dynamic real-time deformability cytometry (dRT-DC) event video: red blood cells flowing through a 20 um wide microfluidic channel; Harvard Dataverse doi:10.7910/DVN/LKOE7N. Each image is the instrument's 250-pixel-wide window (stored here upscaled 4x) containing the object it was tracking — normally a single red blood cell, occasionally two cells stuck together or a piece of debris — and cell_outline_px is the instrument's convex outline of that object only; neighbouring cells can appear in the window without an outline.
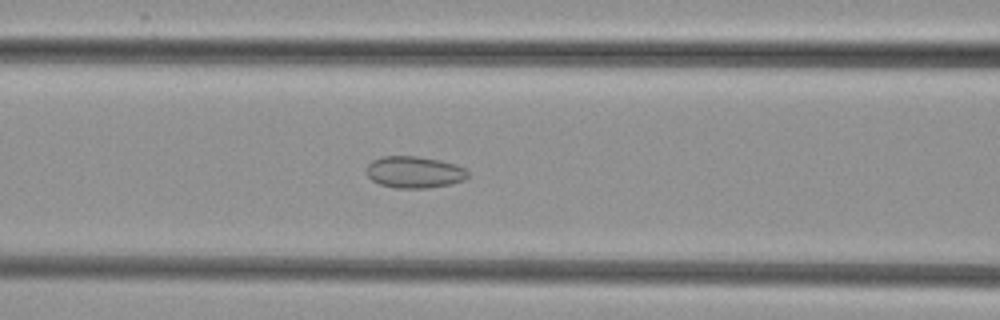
{"species": "common noctule bat (a hibernating species)", "species_latin": "Nyctalus noctula", "temperature_condition": "cold", "stored_images_in_passage": 52, "camera_frame_rate_fps": 3000, "um_per_image_px": 0.085, "animal": {"sex": "female", "body_mass_g": 29.2, "forearm_length_mm": 56.3}, "frame": {"image": 1, "passage_image": 22, "time_ms": 7.0, "image_size_px": [1000, 320], "cell_outline_px": [[468, 176], [464, 180], [452, 184], [428, 188], [396, 188], [380, 184], [372, 180], [368, 176], [368, 164], [372, 160], [384, 156], [416, 156], [440, 160], [456, 164], [464, 168], [468, 172]], "centroid_in_image_um": [35.25, 14.63], "position_along_channel_um": 131.4, "area_um2": 18.73}}
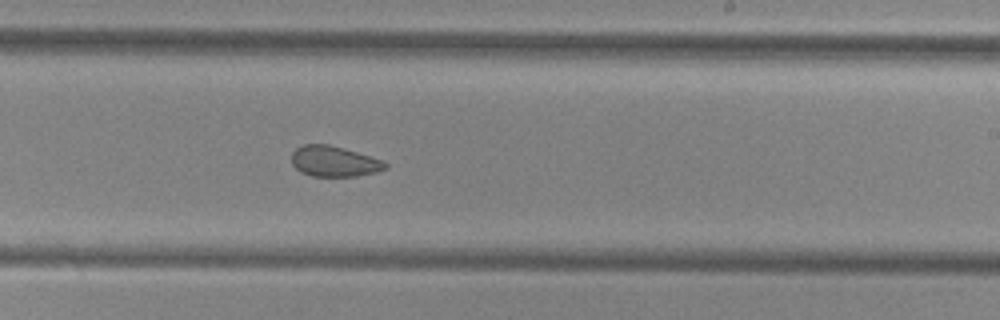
{"frame": {"image": 2, "passage_image": 32, "time_ms": 10.333, "image_size_px": [1000, 320], "cell_outline_px": [[388, 168], [376, 172], [356, 176], [312, 176], [300, 172], [292, 164], [292, 152], [296, 148], [304, 144], [328, 144], [344, 148], [384, 160], [388, 164]], "centroid_in_image_um": [28.42, 13.71], "position_along_channel_um": 260.6, "area_um2": 16.82}}
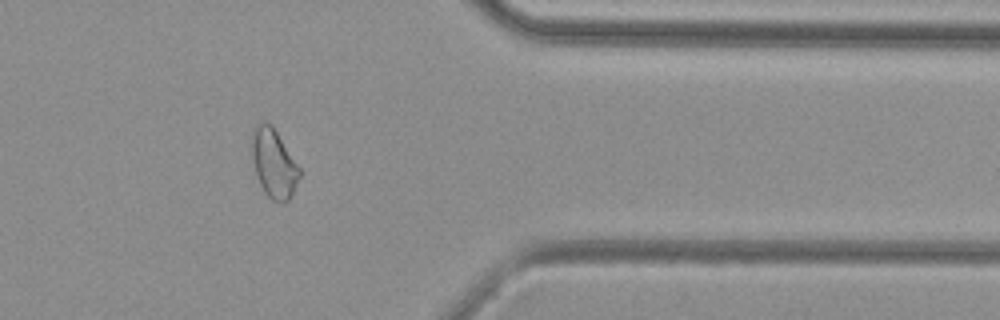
{"frame": {"image": 3, "passage_image": 43, "time_ms": 14.0, "image_size_px": [1000, 320], "cell_outline_px": [[300, 176], [292, 196], [284, 204], [272, 200], [264, 192], [256, 176], [252, 156], [252, 128], [256, 124], [264, 120], [272, 124], [300, 168]], "centroid_in_image_um": [23.27, 13.88], "position_along_channel_um": 388.1, "area_um2": 19.31}}